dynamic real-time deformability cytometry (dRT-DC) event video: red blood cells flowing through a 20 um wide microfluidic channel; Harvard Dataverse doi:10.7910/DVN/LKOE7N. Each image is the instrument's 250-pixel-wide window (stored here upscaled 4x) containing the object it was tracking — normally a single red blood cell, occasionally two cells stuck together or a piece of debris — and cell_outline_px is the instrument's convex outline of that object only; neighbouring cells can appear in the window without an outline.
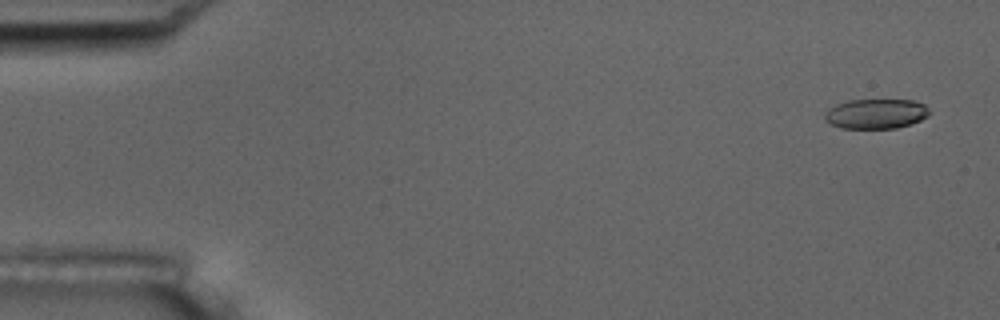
{"species": "common noctule bat (a hibernating species)", "species_latin": "Nyctalus noctula", "temperature_condition": "room temperature", "stored_images_in_passage": 5, "camera_frame_rate_fps": 3000, "um_per_image_px": 0.085, "animal": {"sex": "male", "body_mass_g": 17.5, "forearm_length_mm": 52.3}, "frame": {"image": 1, "passage_image": 1, "time_ms": 0.0, "image_size_px": [1000, 320], "cell_outline_px": [[932, 112], [928, 116], [912, 124], [896, 128], [840, 128], [824, 120], [824, 116], [828, 108], [836, 104], [848, 100], [912, 100], [924, 104]], "centroid_in_image_um": [74.47, 9.67], "position_along_channel_um": 10.5, "area_um2": 18.32}}
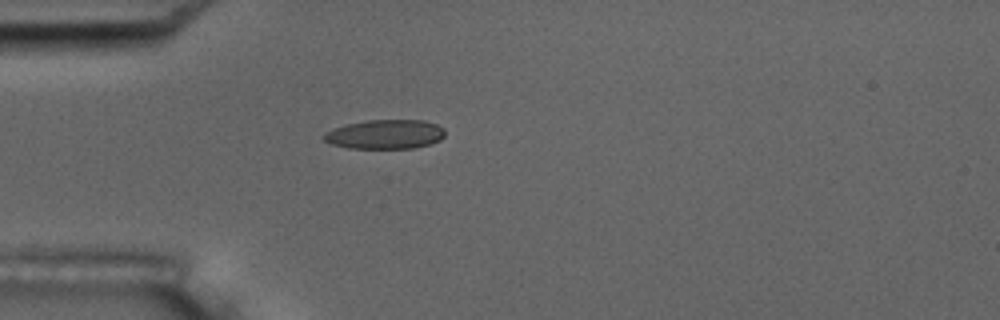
{"frame": {"image": 2, "passage_image": 5, "time_ms": 4.667, "image_size_px": [1000, 320], "cell_outline_px": [[444, 136], [440, 140], [428, 144], [412, 148], [348, 148], [332, 144], [324, 140], [320, 136], [324, 132], [348, 124], [368, 120], [424, 120], [436, 124], [444, 128]], "centroid_in_image_um": [32.73, 11.41], "position_along_channel_um": 52.3, "area_um2": 20.58}}